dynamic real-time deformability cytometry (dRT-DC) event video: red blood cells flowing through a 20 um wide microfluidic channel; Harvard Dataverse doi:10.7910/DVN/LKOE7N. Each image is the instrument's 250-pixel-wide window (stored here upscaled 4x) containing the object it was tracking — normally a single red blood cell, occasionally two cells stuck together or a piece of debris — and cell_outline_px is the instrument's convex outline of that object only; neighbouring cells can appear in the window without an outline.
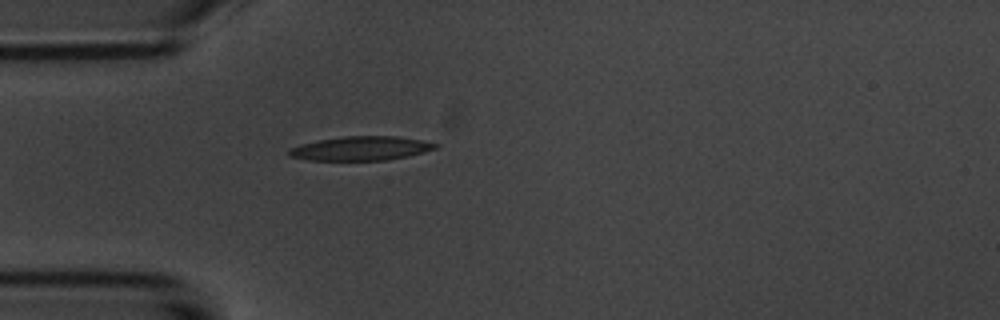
{"species": "common noctule bat (a hibernating species)", "species_latin": "Nyctalus noctula", "temperature_condition": "room temperature", "stored_images_in_passage": 1, "camera_frame_rate_fps": 3000, "um_per_image_px": 0.085, "animal": {"sex": "male", "body_mass_g": 20.1, "forearm_length_mm": 53.5}, "frame": {"image": 1, "passage_image": 1, "time_ms": 0.0, "image_size_px": [1000, 320], "cell_outline_px": [[440, 144], [436, 148], [424, 152], [408, 156], [388, 160], [308, 160], [288, 156], [288, 148], [300, 144], [320, 140], [344, 136], [396, 136], [420, 140]], "centroid_in_image_um": [30.66, 12.62], "position_along_channel_um": 54.3, "area_um2": 20.52}}